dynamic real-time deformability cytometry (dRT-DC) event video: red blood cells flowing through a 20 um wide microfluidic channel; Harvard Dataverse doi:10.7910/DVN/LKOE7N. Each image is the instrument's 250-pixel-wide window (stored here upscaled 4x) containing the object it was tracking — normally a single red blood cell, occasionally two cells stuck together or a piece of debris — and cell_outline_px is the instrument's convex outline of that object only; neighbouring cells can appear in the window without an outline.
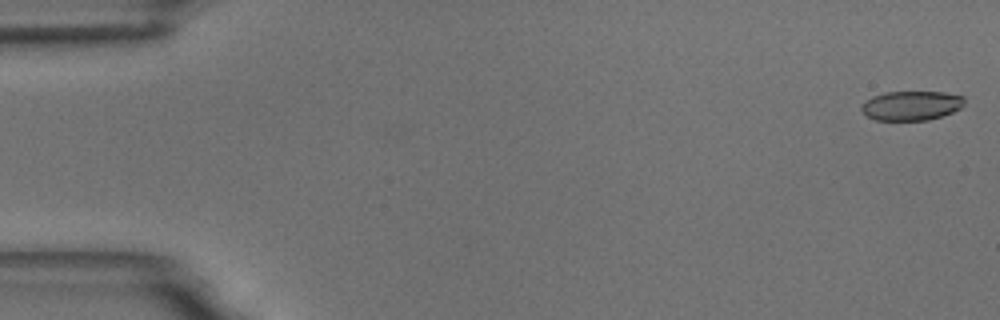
{"species": "common noctule bat (a hibernating species)", "species_latin": "Nyctalus noctula", "temperature_condition": "room temperature", "stored_images_in_passage": 15, "camera_frame_rate_fps": 3000, "um_per_image_px": 0.085, "animal": {"sex": "male", "body_mass_g": 18.8}, "frame": {"image": 1, "passage_image": 1, "time_ms": 0.0, "image_size_px": [1000, 320], "cell_outline_px": [[964, 104], [960, 108], [952, 112], [928, 120], [876, 120], [868, 116], [860, 108], [860, 104], [864, 100], [872, 96], [884, 92], [944, 92], [964, 96]], "centroid_in_image_um": [77.43, 8.96], "position_along_channel_um": 7.6, "area_um2": 17.69}}
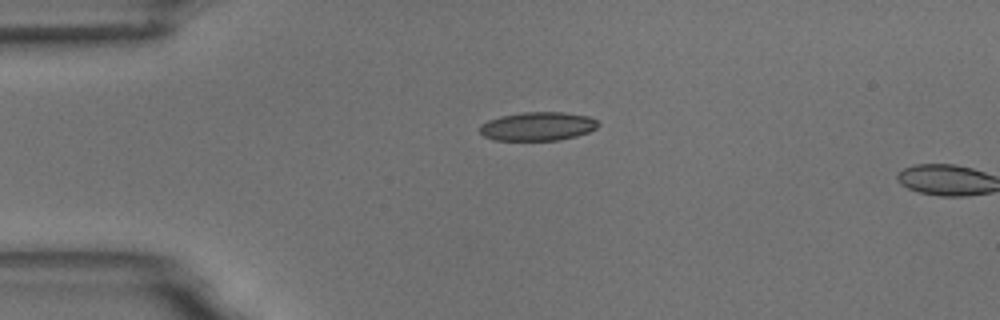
{"frame": {"image": 2, "passage_image": 13, "time_ms": 4.0, "image_size_px": [1000, 320], "cell_outline_px": [[600, 124], [596, 128], [588, 132], [576, 136], [560, 140], [496, 140], [484, 136], [480, 132], [480, 124], [488, 120], [500, 116], [524, 112], [564, 112], [588, 116], [596, 120]], "centroid_in_image_um": [45.71, 10.73], "position_along_channel_um": 39.3, "area_um2": 19.77}}